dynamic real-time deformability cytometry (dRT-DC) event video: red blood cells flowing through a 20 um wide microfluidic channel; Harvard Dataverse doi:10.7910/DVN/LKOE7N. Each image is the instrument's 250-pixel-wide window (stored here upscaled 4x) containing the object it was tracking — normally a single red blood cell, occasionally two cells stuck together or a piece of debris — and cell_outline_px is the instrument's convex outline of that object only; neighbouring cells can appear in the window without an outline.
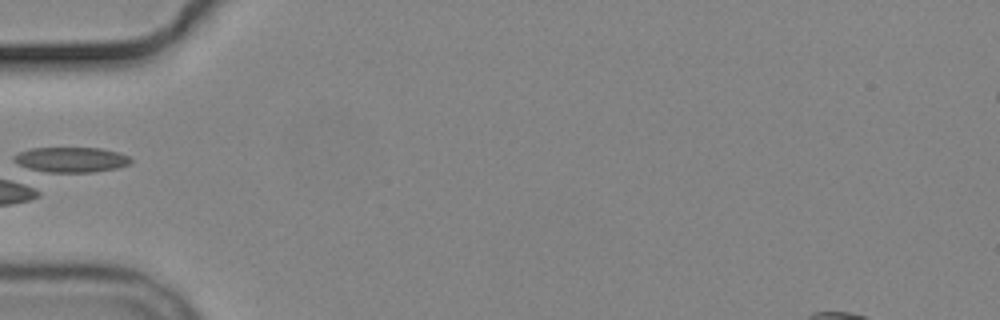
{"species": "common noctule bat (a hibernating species)", "species_latin": "Nyctalus noctula", "temperature_condition": "cold", "stored_images_in_passage": 2, "camera_frame_rate_fps": 3000, "um_per_image_px": 0.085, "animal": {"sex": "male", "body_mass_g": 19.2, "forearm_length_mm": 51.8}, "frame": {"image": 1, "passage_image": 2, "time_ms": 2.0, "image_size_px": [1000, 320], "cell_outline_px": [[132, 160], [128, 164], [116, 168], [92, 172], [28, 172], [12, 160], [12, 156], [20, 152], [32, 148], [100, 148], [120, 152], [128, 156]], "centroid_in_image_um": [5.94, 13.59], "position_along_channel_um": 79.1, "area_um2": 17.51}}